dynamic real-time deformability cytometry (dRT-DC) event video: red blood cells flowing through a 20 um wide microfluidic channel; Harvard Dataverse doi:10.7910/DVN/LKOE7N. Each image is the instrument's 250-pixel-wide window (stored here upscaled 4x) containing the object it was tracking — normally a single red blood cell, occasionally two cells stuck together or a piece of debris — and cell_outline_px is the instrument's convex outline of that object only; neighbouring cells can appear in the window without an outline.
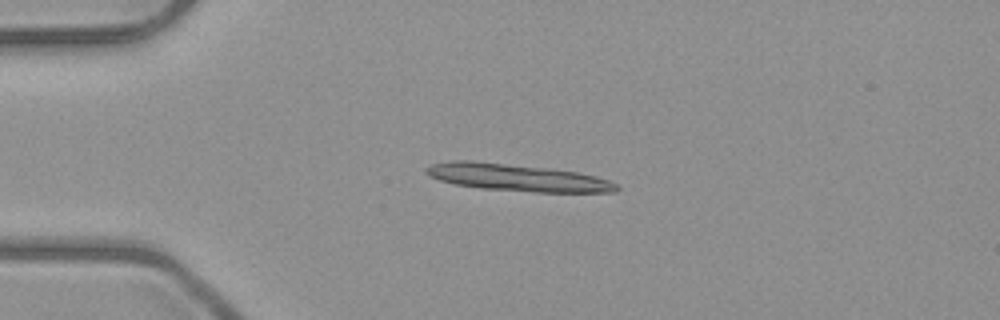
{"species": "common noctule bat (a hibernating species)", "species_latin": "Nyctalus noctula", "temperature_condition": "room temperature", "stored_images_in_passage": 3, "camera_frame_rate_fps": 3000, "um_per_image_px": 0.085, "animal": {"sex": "male", "body_mass_g": 23.1, "forearm_length_mm": 52.7}, "frame": {"image": 1, "passage_image": 2, "time_ms": 2.0, "image_size_px": [1000, 320], "cell_outline_px": [[620, 188], [616, 192], [532, 192], [480, 188], [456, 184], [440, 180], [424, 172], [424, 168], [432, 164], [452, 160], [472, 160], [548, 168], [576, 172], [596, 176], [608, 180], [616, 184]], "centroid_in_image_um": [43.96, 15.09], "position_along_channel_um": 41.0, "area_um2": 30.0}}